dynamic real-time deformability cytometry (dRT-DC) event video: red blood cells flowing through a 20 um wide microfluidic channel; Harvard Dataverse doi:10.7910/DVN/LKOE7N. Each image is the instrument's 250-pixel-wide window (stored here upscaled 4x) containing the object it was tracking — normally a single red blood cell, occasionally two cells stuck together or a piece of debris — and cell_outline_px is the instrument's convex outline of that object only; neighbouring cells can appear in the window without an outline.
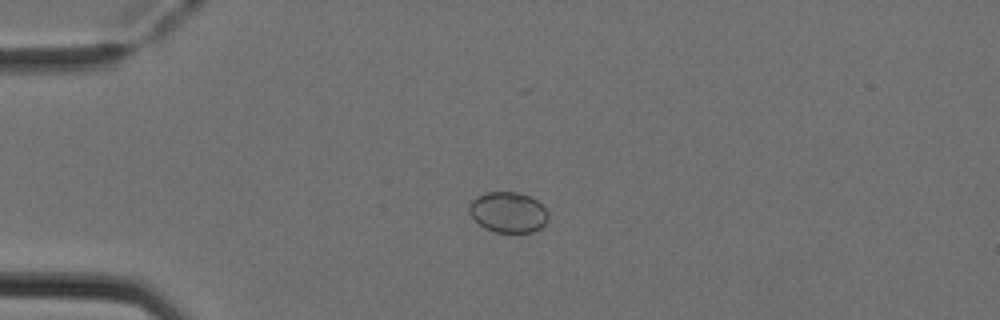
{"species": "Egyptian fruit bat (a non-hibernating species)", "species_latin": "Rousettus aegyptiacus", "temperature_condition": "cold", "stored_images_in_passage": 7, "camera_frame_rate_fps": 3000, "um_per_image_px": 0.085, "animal": {"sex": "female"}, "frame": {"image": 1, "passage_image": 3, "time_ms": 0.667, "image_size_px": [1000, 320], "cell_outline_px": [[548, 220], [540, 228], [532, 232], [496, 232], [484, 228], [468, 212], [468, 204], [476, 196], [488, 192], [516, 192], [528, 196], [536, 200], [548, 212]], "centroid_in_image_um": [43.17, 18.04], "position_along_channel_um": 41.8, "area_um2": 18.61}}
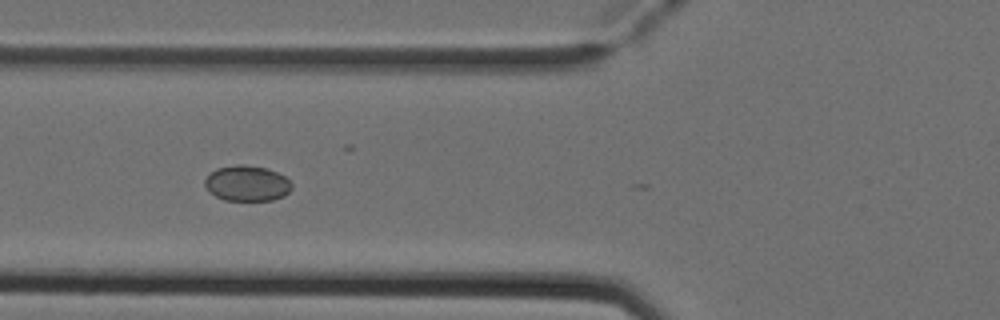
{"frame": {"image": 2, "passage_image": 5, "time_ms": 1.333, "image_size_px": [1000, 320], "cell_outline_px": [[292, 188], [284, 196], [272, 200], [224, 200], [208, 192], [204, 184], [204, 180], [216, 168], [240, 164], [244, 164], [264, 168], [276, 172], [284, 176], [292, 184]], "centroid_in_image_um": [20.98, 15.59], "position_along_channel_um": 104.8, "area_um2": 17.92}}
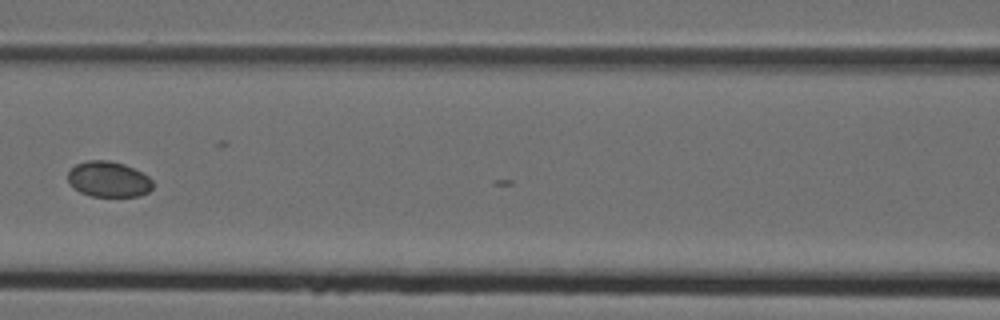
{"frame": {"image": 3, "passage_image": 6, "time_ms": 1.667, "image_size_px": [1000, 320], "cell_outline_px": [[152, 188], [148, 192], [140, 196], [92, 196], [80, 192], [68, 180], [68, 172], [76, 164], [88, 160], [108, 160], [124, 164], [148, 176], [152, 180]], "centroid_in_image_um": [9.24, 15.23], "position_along_channel_um": 157.4, "area_um2": 17.4}}